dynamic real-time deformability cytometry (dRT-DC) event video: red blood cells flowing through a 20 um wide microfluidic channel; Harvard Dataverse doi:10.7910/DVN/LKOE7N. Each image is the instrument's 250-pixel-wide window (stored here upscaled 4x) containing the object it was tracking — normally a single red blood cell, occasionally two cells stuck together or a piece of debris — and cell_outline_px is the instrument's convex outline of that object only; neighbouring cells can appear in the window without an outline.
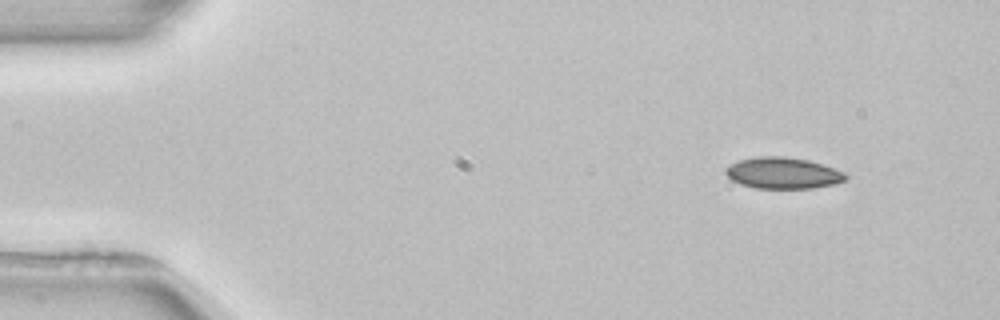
{"species": "common noctule bat (a hibernating species)", "species_latin": "Nyctalus noctula", "temperature_condition": "room temperature", "stored_images_in_passage": 3, "camera_frame_rate_fps": 3000, "um_per_image_px": 0.085, "animal": {"sex": "female", "body_mass_g": 22.7, "forearm_length_mm": 54.2}, "frame": {"image": 1, "passage_image": 1, "time_ms": 0.0, "image_size_px": [1000, 320], "cell_outline_px": [[848, 176], [844, 180], [836, 184], [812, 188], [756, 188], [740, 184], [732, 180], [724, 172], [724, 168], [728, 164], [740, 160], [756, 156], [784, 156], [808, 160], [844, 172]], "centroid_in_image_um": [66.5, 14.7], "position_along_channel_um": 18.5, "area_um2": 21.91}}
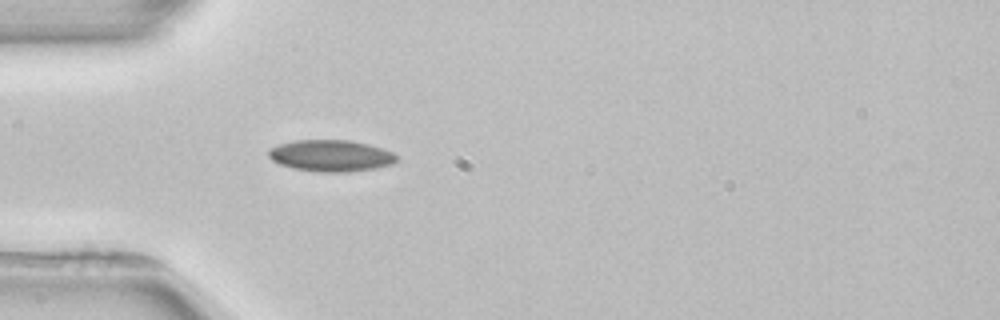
{"frame": {"image": 2, "passage_image": 3, "time_ms": 3.333, "image_size_px": [1000, 320], "cell_outline_px": [[400, 156], [392, 164], [372, 168], [348, 172], [320, 172], [292, 168], [280, 164], [272, 160], [268, 156], [268, 148], [280, 144], [296, 140], [348, 140], [368, 144], [384, 148]], "centroid_in_image_um": [28.12, 13.23], "position_along_channel_um": 56.9, "area_um2": 23.58}}